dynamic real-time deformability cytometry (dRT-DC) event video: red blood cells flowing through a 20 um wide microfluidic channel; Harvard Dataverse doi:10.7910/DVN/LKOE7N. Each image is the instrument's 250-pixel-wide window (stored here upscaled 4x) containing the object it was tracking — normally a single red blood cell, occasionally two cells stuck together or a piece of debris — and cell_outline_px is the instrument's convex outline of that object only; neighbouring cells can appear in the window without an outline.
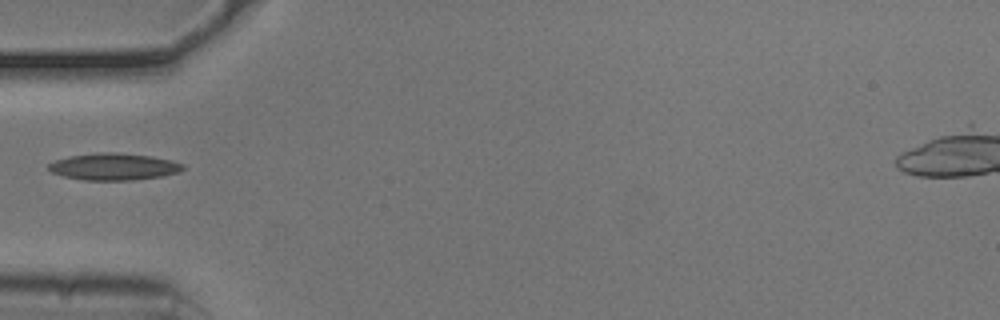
{"species": "common noctule bat (a hibernating species)", "species_latin": "Nyctalus noctula", "temperature_condition": "cold", "stored_images_in_passage": 34, "camera_frame_rate_fps": 3000, "um_per_image_px": 0.085, "animal": {"sex": "male", "body_mass_g": 20.5, "forearm_length_mm": 52.5}, "frame": {"image": 1, "passage_image": 1, "time_ms": 0.0, "image_size_px": [1000, 320], "cell_outline_px": [[184, 168], [180, 172], [164, 176], [132, 180], [84, 180], [64, 176], [52, 172], [48, 168], [48, 164], [56, 160], [72, 156], [96, 152], [116, 152], [152, 156], [172, 160], [184, 164]], "centroid_in_image_um": [9.72, 14.16], "position_along_channel_um": 75.3, "area_um2": 21.1}}
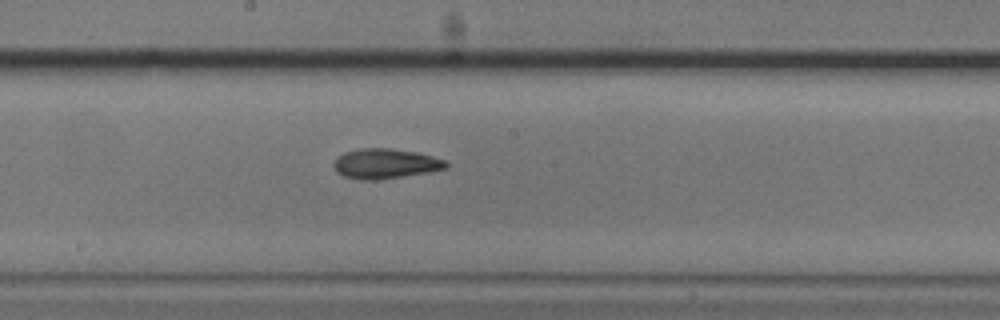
{"frame": {"image": 2, "passage_image": 12, "time_ms": 3.667, "image_size_px": [1000, 320], "cell_outline_px": [[448, 168], [428, 172], [376, 180], [360, 180], [344, 176], [336, 172], [332, 164], [336, 156], [344, 152], [360, 148], [392, 148], [416, 152], [448, 160]], "centroid_in_image_um": [32.73, 13.9], "position_along_channel_um": 215.5, "area_um2": 19.83}}
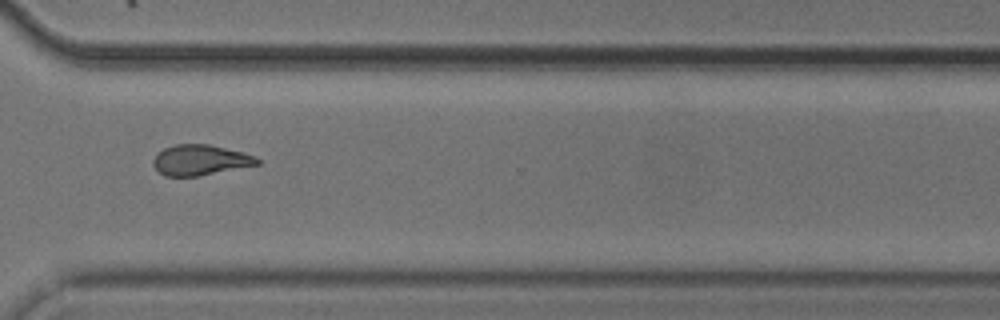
{"frame": {"image": 3, "passage_image": 23, "time_ms": 7.333, "image_size_px": [1000, 320], "cell_outline_px": [[260, 164], [196, 176], [164, 176], [152, 164], [152, 160], [164, 148], [176, 144], [208, 144], [244, 152], [256, 156], [260, 160]], "centroid_in_image_um": [17.04, 13.6], "position_along_channel_um": 353.6, "area_um2": 18.32}}